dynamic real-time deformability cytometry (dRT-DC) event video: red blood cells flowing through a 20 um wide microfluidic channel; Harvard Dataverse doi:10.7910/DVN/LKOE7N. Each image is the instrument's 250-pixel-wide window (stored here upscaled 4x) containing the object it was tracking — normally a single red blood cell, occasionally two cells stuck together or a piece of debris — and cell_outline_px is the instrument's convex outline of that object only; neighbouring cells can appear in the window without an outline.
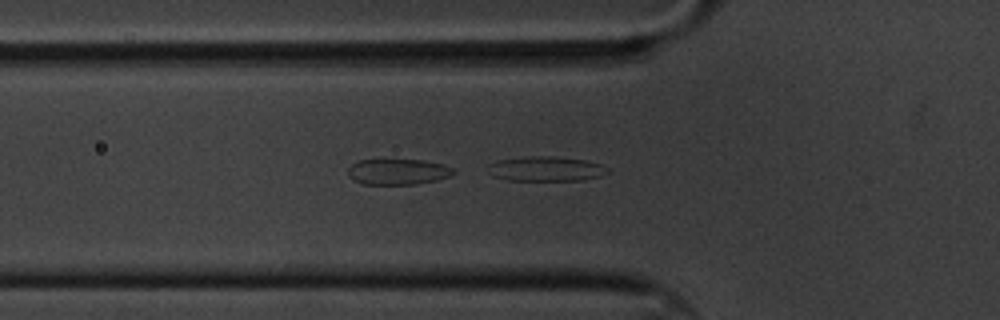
{"species": "common noctule bat (a hibernating species)", "species_latin": "Nyctalus noctula", "temperature_condition": "cold", "stored_images_in_passage": 22, "camera_frame_rate_fps": 3000, "um_per_image_px": 0.085, "animal": {"sex": "male", "body_mass_g": 20.1, "forearm_length_mm": 53.5}, "frame": {"image": 1, "passage_image": 19, "time_ms": 6.0, "image_size_px": [1000, 320], "cell_outline_px": [[456, 172], [452, 176], [436, 180], [416, 184], [364, 184], [348, 176], [348, 168], [352, 164], [360, 160], [424, 160], [444, 164], [452, 168]], "centroid_in_image_um": [33.86, 14.6], "position_along_channel_um": 91.9, "area_um2": 15.78}}